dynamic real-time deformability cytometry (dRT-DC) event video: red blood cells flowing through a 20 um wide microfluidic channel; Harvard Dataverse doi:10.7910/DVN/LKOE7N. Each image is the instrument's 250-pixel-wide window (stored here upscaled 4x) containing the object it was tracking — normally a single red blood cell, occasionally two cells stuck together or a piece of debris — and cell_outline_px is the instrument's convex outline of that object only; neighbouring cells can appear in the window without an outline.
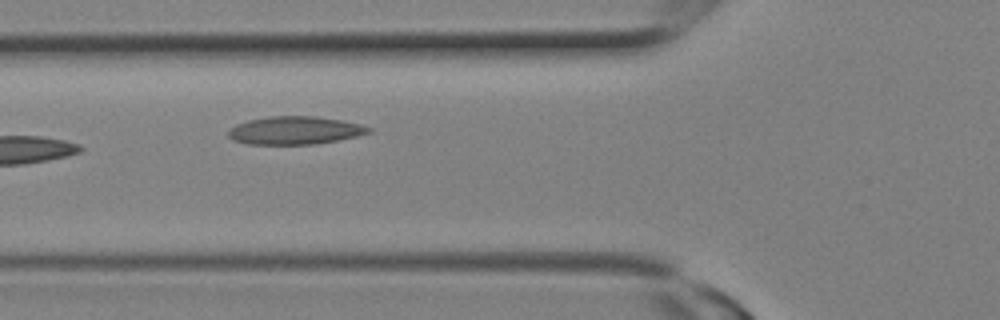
{"species": "Egyptian fruit bat (a non-hibernating species)", "species_latin": "Rousettus aegyptiacus", "temperature_condition": "room temperature", "stored_images_in_passage": 9, "camera_frame_rate_fps": 3000, "um_per_image_px": 0.085, "animal": {"sex": "female"}, "frame": {"image": 1, "passage_image": 3, "time_ms": 0.667, "image_size_px": [1000, 320], "cell_outline_px": [[372, 132], [356, 136], [336, 140], [312, 144], [248, 144], [232, 140], [228, 136], [228, 132], [236, 124], [248, 120], [268, 116], [316, 116], [340, 120], [360, 124], [372, 128]], "centroid_in_image_um": [25.05, 11.08], "position_along_channel_um": 100.7, "area_um2": 22.77}}
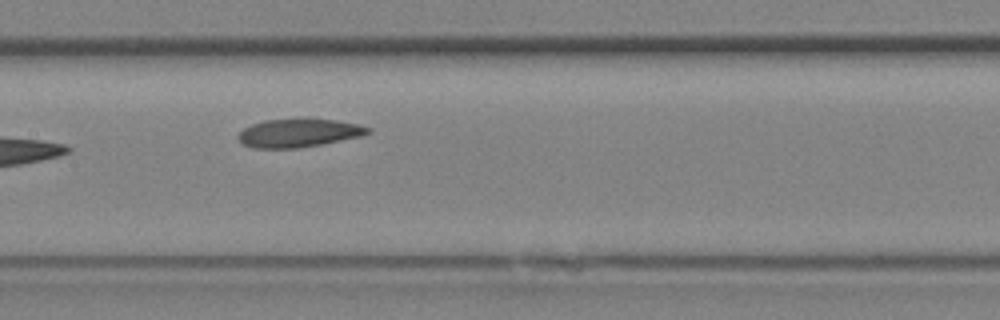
{"frame": {"image": 2, "passage_image": 6, "time_ms": 1.667, "image_size_px": [1000, 320], "cell_outline_px": [[372, 132], [360, 136], [320, 144], [296, 148], [252, 148], [244, 144], [236, 136], [244, 128], [252, 124], [264, 120], [300, 116], [336, 120], [360, 124], [372, 128]], "centroid_in_image_um": [25.4, 11.25], "position_along_channel_um": 182.0, "area_um2": 22.02}}